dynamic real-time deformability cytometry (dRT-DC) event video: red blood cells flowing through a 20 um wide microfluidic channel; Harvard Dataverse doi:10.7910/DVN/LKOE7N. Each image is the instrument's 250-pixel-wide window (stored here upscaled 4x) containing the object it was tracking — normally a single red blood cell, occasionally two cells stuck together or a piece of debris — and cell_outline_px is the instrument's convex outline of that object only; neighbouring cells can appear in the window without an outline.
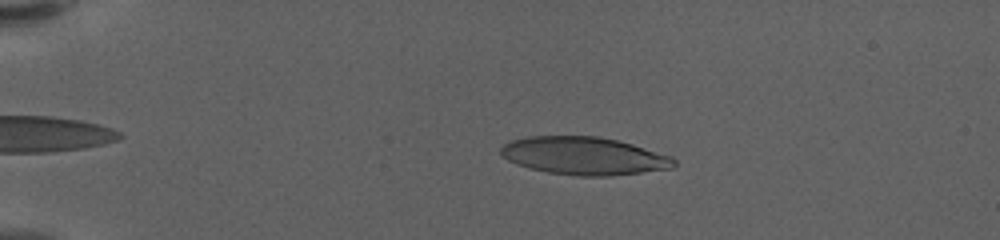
{"species": "human", "species_latin": "Homo sapiens", "temperature_condition": "warm", "stored_images_in_passage": 56, "camera_frame_rate_fps": 3000, "um_per_image_px": 0.085, "donor": {"sex": "female"}, "frame": {"image": 1, "passage_image": 10, "time_ms": 3.0, "image_size_px": [1000, 240], "cell_outline_px": [[676, 164], [672, 168], [608, 176], [580, 176], [548, 172], [528, 168], [516, 164], [508, 160], [500, 152], [500, 148], [504, 144], [512, 140], [528, 136], [596, 136], [616, 140], [632, 144], [672, 156], [676, 160]], "centroid_in_image_um": [49.64, 13.25], "position_along_channel_um": 35.4, "area_um2": 38.03}}
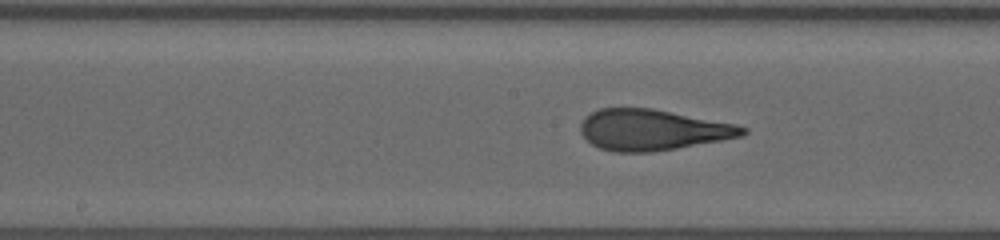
{"frame": {"image": 2, "passage_image": 29, "time_ms": 9.333, "image_size_px": [1000, 240], "cell_outline_px": [[748, 132], [744, 136], [676, 148], [652, 152], [612, 152], [600, 148], [592, 144], [580, 132], [580, 124], [584, 116], [600, 108], [652, 108], [736, 124], [748, 128]], "centroid_in_image_um": [55.46, 11.04], "position_along_channel_um": 192.7, "area_um2": 38.67}}
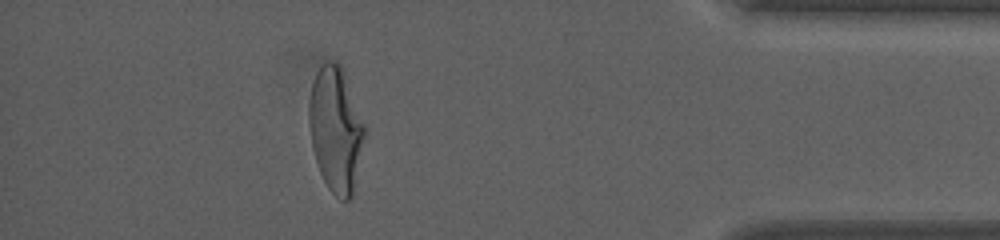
{"frame": {"image": 3, "passage_image": 50, "time_ms": 16.333, "image_size_px": [1000, 240], "cell_outline_px": [[364, 136], [352, 196], [348, 200], [340, 200], [328, 188], [320, 172], [312, 148], [308, 120], [308, 104], [312, 84], [316, 72], [328, 60], [340, 64], [364, 124]], "centroid_in_image_um": [28.5, 11.01], "position_along_channel_um": 406.7, "area_um2": 39.65}, "authors_computed_cell_mechanics": {"area_um2": 38.8416, "velocity_mm_per_s": 3.5655, "shape_relaxation_time_tau1_ms": 6.4334, "shape_relaxation_time_tau2_ms": 0.9529, "deformation_change_tau1": 0.2744, "deformation_change_tau2": 0.0996}}